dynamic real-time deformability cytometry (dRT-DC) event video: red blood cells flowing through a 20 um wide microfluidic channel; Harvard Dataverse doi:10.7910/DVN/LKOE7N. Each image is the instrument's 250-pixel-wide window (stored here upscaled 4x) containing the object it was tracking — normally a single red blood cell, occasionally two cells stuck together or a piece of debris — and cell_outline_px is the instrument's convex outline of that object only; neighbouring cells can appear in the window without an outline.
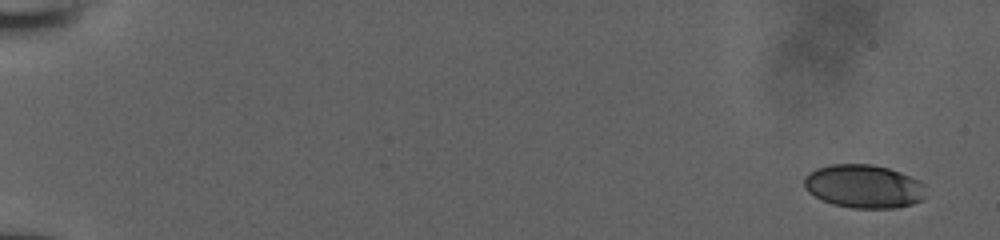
{"species": "human", "species_latin": "Homo sapiens", "temperature_condition": "room temperature", "stored_images_in_passage": 51, "camera_frame_rate_fps": 3000, "um_per_image_px": 0.085, "donor": {"sex": "male"}, "frame": {"image": 1, "passage_image": 1, "time_ms": 0.0, "image_size_px": [1000, 240], "cell_outline_px": [[924, 196], [920, 200], [912, 204], [896, 208], [852, 208], [832, 204], [808, 192], [804, 184], [804, 176], [808, 172], [816, 168], [832, 164], [872, 164], [888, 168], [900, 172], [920, 180], [924, 184]], "centroid_in_image_um": [73.41, 15.83], "position_along_channel_um": 11.6, "area_um2": 30.81}}
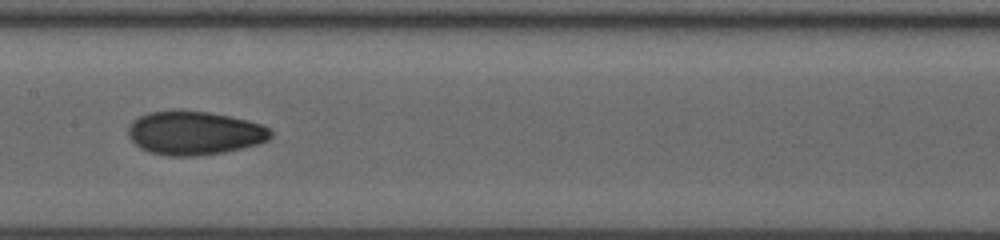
{"frame": {"image": 2, "passage_image": 28, "time_ms": 9.0, "image_size_px": [1000, 240], "cell_outline_px": [[272, 136], [268, 140], [256, 144], [224, 152], [196, 156], [164, 156], [148, 152], [140, 148], [128, 136], [128, 128], [140, 116], [148, 112], [208, 112], [248, 120], [272, 128]], "centroid_in_image_um": [16.55, 11.33], "position_along_channel_um": 190.8, "area_um2": 35.78}}
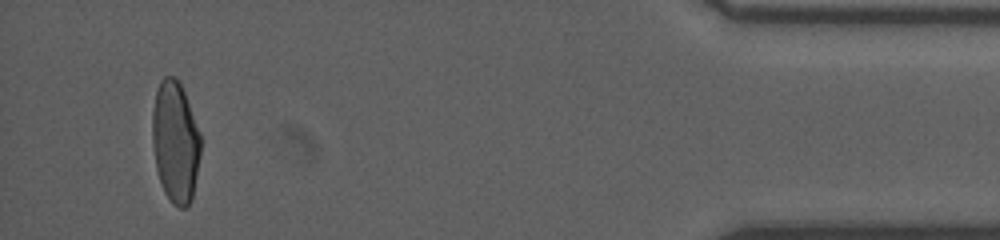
{"frame": {"image": 3, "passage_image": 49, "time_ms": 16.0, "image_size_px": [1000, 240], "cell_outline_px": [[200, 156], [192, 200], [184, 208], [180, 208], [172, 204], [164, 192], [156, 168], [152, 144], [152, 112], [156, 92], [160, 80], [164, 76], [176, 76], [184, 92], [200, 132]], "centroid_in_image_um": [14.89, 12.06], "position_along_channel_um": 420.3, "area_um2": 34.28}}